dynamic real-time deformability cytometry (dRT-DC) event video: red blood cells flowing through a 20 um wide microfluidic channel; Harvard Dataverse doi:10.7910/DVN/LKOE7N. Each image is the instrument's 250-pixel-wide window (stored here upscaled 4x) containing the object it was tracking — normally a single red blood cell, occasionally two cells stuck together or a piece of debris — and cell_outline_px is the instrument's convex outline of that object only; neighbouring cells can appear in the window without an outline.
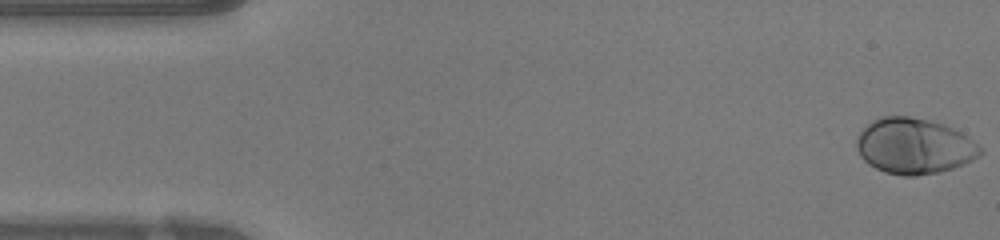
{"species": "human", "species_latin": "Homo sapiens", "temperature_condition": "warm", "stored_images_in_passage": 48, "camera_frame_rate_fps": 3000, "um_per_image_px": 0.085, "donor": {"sex": "female"}, "frame": {"image": 1, "passage_image": 1, "time_ms": 0.0, "image_size_px": [1000, 240], "cell_outline_px": [[984, 152], [980, 156], [972, 160], [952, 168], [940, 172], [916, 176], [904, 176], [884, 172], [868, 164], [860, 156], [856, 148], [856, 140], [860, 132], [872, 120], [880, 116], [908, 116], [928, 120], [944, 124], [960, 132], [984, 148]], "centroid_in_image_um": [77.7, 12.42], "position_along_channel_um": 7.3, "area_um2": 40.29}}
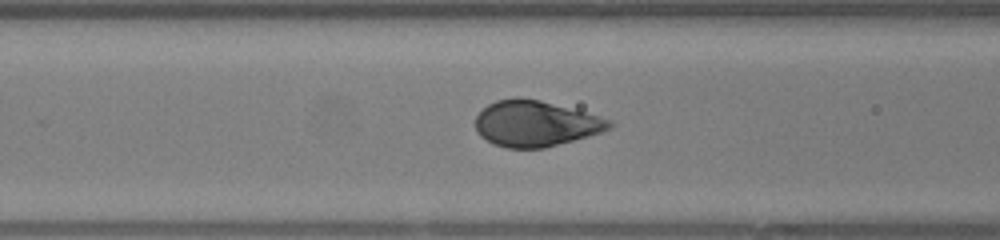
{"frame": {"image": 2, "passage_image": 18, "time_ms": 5.667, "image_size_px": [1000, 240], "cell_outline_px": [[616, 124], [612, 128], [588, 136], [544, 148], [508, 148], [492, 144], [480, 136], [476, 132], [476, 116], [488, 104], [496, 100], [516, 96], [540, 100], [584, 112], [612, 120]], "centroid_in_image_um": [45.5, 10.5], "position_along_channel_um": 121.1, "area_um2": 35.78}}
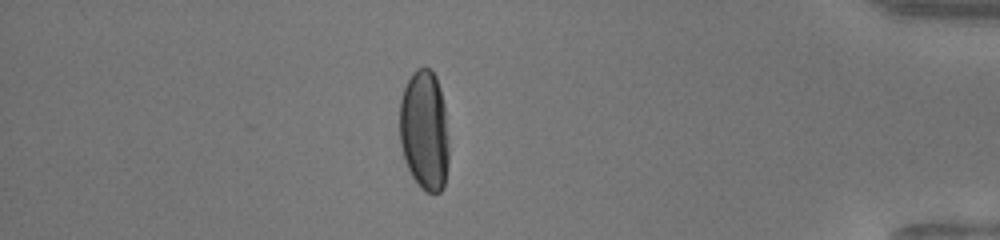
{"frame": {"image": 3, "passage_image": 41, "time_ms": 13.333, "image_size_px": [1000, 240], "cell_outline_px": [[448, 164], [444, 188], [440, 192], [428, 192], [420, 188], [412, 176], [404, 160], [400, 144], [400, 100], [404, 88], [412, 72], [416, 68], [432, 68], [436, 76], [440, 88], [444, 104], [448, 144]], "centroid_in_image_um": [36.07, 11.09], "position_along_channel_um": 399.1, "area_um2": 34.8}, "authors_computed_cell_mechanics": {"area_um2": 36.992, "velocity_mm_per_s": 4.2198, "shape_relaxation_time_tau1_ms": 2.2594, "shape_relaxation_time_tau2_ms": null, "deformation_change_tau1": 0.1829, "deformation_change_tau2": null}}